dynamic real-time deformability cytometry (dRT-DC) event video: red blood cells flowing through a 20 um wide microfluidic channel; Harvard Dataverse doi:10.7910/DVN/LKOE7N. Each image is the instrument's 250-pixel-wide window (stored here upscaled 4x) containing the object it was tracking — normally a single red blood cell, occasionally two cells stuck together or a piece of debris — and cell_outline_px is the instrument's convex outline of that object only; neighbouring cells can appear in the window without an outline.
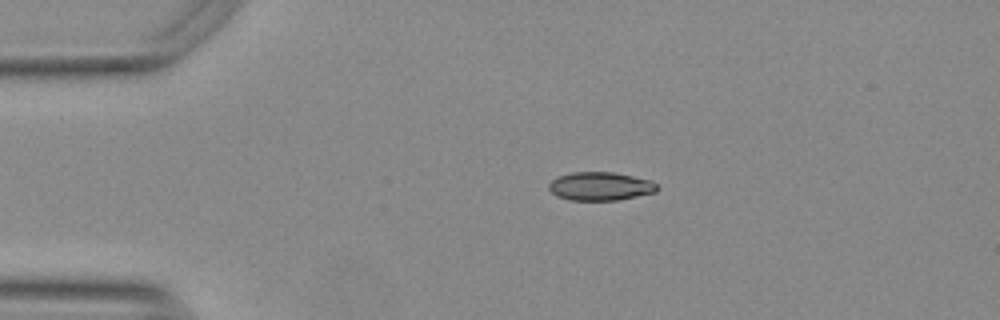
{"species": "Egyptian fruit bat (a non-hibernating species)", "species_latin": "Rousettus aegyptiacus", "temperature_condition": "warm", "stored_images_in_passage": 44, "camera_frame_rate_fps": 3000, "um_per_image_px": 0.085, "animal": {"sex": "female"}, "frame": {"image": 1, "passage_image": 1, "time_ms": 0.0, "image_size_px": [1000, 320], "cell_outline_px": [[656, 192], [616, 200], [568, 200], [556, 196], [548, 188], [548, 184], [556, 176], [572, 172], [612, 172], [652, 180], [656, 184]], "centroid_in_image_um": [50.98, 15.83], "position_along_channel_um": 34.0, "area_um2": 17.92}}
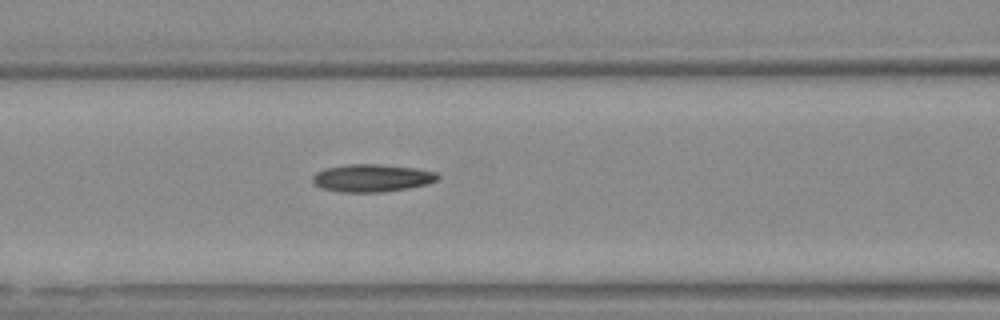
{"frame": {"image": 2, "passage_image": 13, "time_ms": 4.0, "image_size_px": [1000, 320], "cell_outline_px": [[440, 176], [436, 180], [428, 184], [408, 188], [380, 192], [340, 192], [320, 188], [312, 180], [312, 176], [316, 172], [324, 168], [344, 164], [376, 164], [416, 168], [436, 172]], "centroid_in_image_um": [31.59, 15.12], "position_along_channel_um": 135.0, "area_um2": 20.23}}
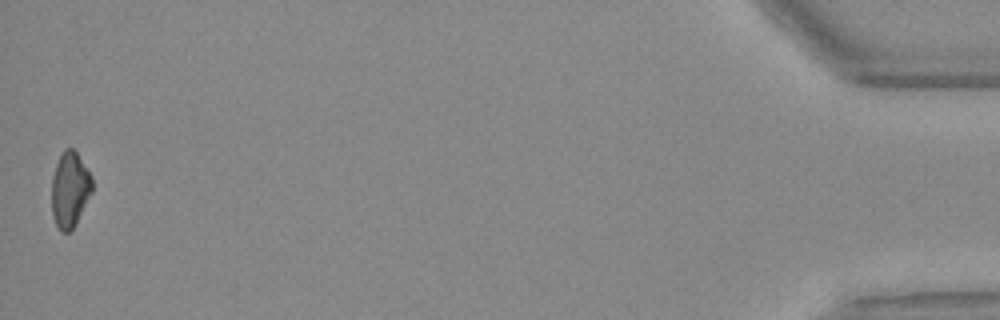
{"frame": {"image": 3, "passage_image": 44, "time_ms": 14.333, "image_size_px": [1000, 320], "cell_outline_px": [[92, 192], [76, 224], [68, 232], [60, 232], [52, 216], [52, 176], [56, 164], [64, 148], [72, 148], [76, 152], [92, 176]], "centroid_in_image_um": [5.93, 16.12], "position_along_channel_um": 429.3, "area_um2": 17.8}, "authors_computed_cell_mechanics": {"area_um2": 19.1318, "velocity_mm_per_s": 3.78, "shape_relaxation_time_tau1_ms": null, "shape_relaxation_time_tau2_ms": 5.174, "deformation_change_tau1": null, "deformation_change_tau2": 0.1312}}